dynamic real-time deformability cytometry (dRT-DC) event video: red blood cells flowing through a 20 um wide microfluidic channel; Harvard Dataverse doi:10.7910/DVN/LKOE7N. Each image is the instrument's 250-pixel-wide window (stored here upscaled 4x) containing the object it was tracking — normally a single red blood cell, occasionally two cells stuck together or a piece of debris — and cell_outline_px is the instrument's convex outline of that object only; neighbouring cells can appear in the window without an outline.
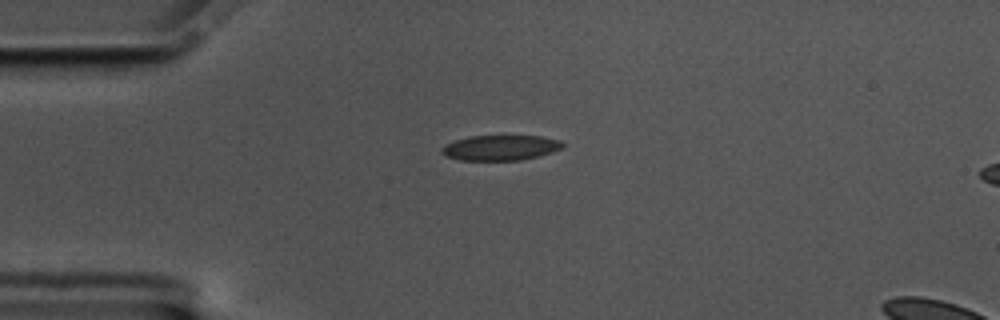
{"species": "common noctule bat (a hibernating species)", "species_latin": "Nyctalus noctula", "temperature_condition": "cold", "stored_images_in_passage": 44, "camera_frame_rate_fps": 3000, "um_per_image_px": 0.085, "animal": {"sex": "male", "body_mass_g": 17.5, "forearm_length_mm": 52.3}, "frame": {"image": 1, "passage_image": 1, "time_ms": 0.0, "image_size_px": [1000, 320], "cell_outline_px": [[564, 148], [552, 152], [520, 160], [460, 160], [444, 156], [440, 152], [440, 148], [456, 140], [472, 136], [540, 136], [560, 140], [564, 144]], "centroid_in_image_um": [42.54, 12.56], "position_along_channel_um": 42.5, "area_um2": 17.69}}
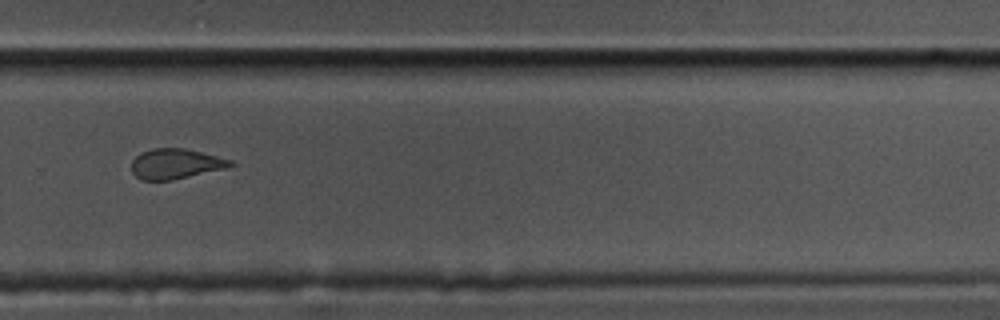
{"frame": {"image": 2, "passage_image": 26, "time_ms": 8.333, "image_size_px": [1000, 320], "cell_outline_px": [[236, 164], [228, 168], [172, 180], [140, 180], [132, 172], [132, 160], [140, 152], [152, 148], [184, 148], [232, 160]], "centroid_in_image_um": [14.93, 13.93], "position_along_channel_um": 314.9, "area_um2": 17.46}}
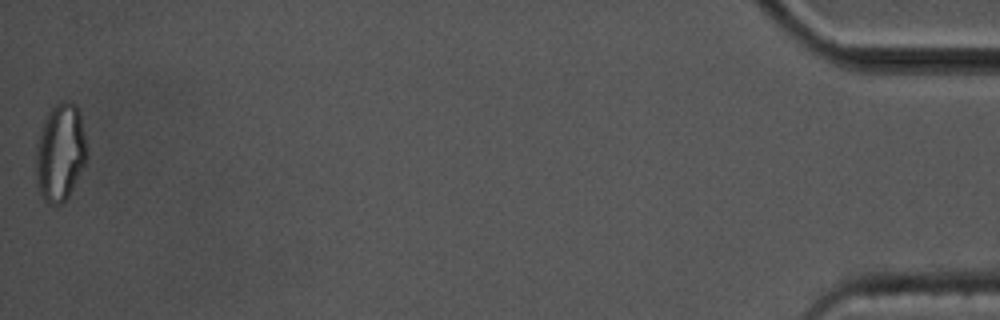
{"frame": {"image": 3, "passage_image": 44, "time_ms": 14.333, "image_size_px": [1000, 320], "cell_outline_px": [[88, 156], [68, 196], [60, 204], [48, 204], [44, 200], [36, 184], [36, 144], [44, 120], [48, 112], [60, 100], [68, 100], [76, 104], [80, 112], [88, 152]], "centroid_in_image_um": [5.12, 12.92], "position_along_channel_um": 430.1, "area_um2": 29.02}, "authors_computed_cell_mechanics": {"area_um2": 18.4382, "velocity_mm_per_s": 3.5271, "shape_relaxation_time_tau1_ms": null, "shape_relaxation_time_tau2_ms": 3.2068, "deformation_change_tau1": null, "deformation_change_tau2": 0.0765}}